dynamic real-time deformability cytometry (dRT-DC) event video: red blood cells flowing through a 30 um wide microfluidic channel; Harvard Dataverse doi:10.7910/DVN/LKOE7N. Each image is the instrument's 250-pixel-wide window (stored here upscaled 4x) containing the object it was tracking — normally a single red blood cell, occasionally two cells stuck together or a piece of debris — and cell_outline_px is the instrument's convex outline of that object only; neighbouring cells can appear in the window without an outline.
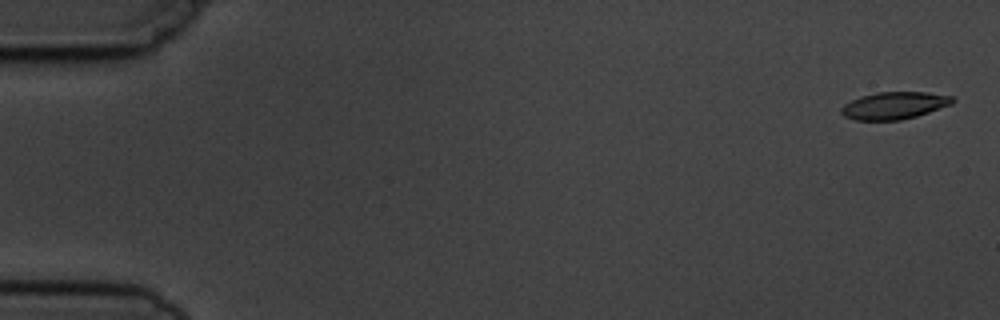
{"species": "common noctule bat (a hibernating species)", "species_latin": "Nyctalus noctula", "temperature_condition": "cold", "stored_images_in_passage": 5, "camera_frame_rate_fps": 3000, "um_per_image_px": 0.085, "animal": {"sex": "male", "body_mass_g": 19.5, "forearm_length_mm": 54.6}, "frame": {"image": 1, "passage_image": 1, "time_ms": 0.0, "image_size_px": [1000, 320], "cell_outline_px": [[956, 100], [952, 104], [916, 116], [900, 120], [856, 120], [844, 116], [840, 112], [840, 108], [844, 104], [860, 96], [876, 92], [928, 92], [952, 96]], "centroid_in_image_um": [76.0, 8.96], "position_along_channel_um": 9.0, "area_um2": 17.69}}
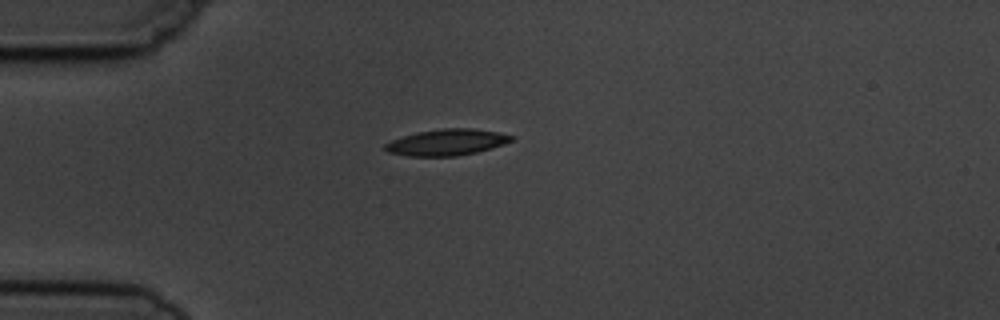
{"frame": {"image": 2, "passage_image": 5, "time_ms": 4.333, "image_size_px": [1000, 320], "cell_outline_px": [[512, 140], [504, 144], [492, 148], [476, 152], [456, 156], [408, 156], [388, 152], [384, 148], [384, 144], [392, 140], [416, 132], [440, 128], [472, 128], [496, 132], [512, 136]], "centroid_in_image_um": [37.95, 12.09], "position_along_channel_um": 47.1, "area_um2": 19.19}}